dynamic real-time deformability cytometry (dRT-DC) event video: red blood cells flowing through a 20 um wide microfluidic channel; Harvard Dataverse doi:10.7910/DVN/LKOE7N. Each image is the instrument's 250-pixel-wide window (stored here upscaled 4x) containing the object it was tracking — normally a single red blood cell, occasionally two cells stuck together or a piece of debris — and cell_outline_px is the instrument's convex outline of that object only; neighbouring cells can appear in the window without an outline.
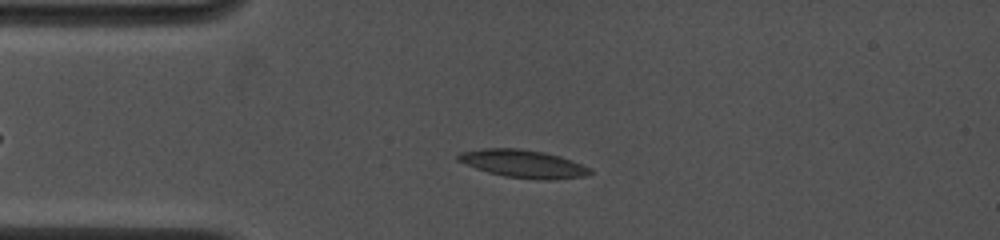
{"species": "common noctule bat (a hibernating species)", "species_latin": "Nyctalus noctula", "temperature_condition": "cold", "stored_images_in_passage": 9, "camera_frame_rate_fps": 4500, "um_per_image_px": 0.085, "animal": {"sex": "female", "body_mass_g": 19.0, "forearm_length_mm": 53.3}, "frame": {"image": 1, "passage_image": 8, "time_ms": 3.111, "image_size_px": [1000, 240], "cell_outline_px": [[592, 172], [588, 176], [548, 180], [540, 180], [504, 176], [488, 172], [476, 168], [456, 160], [456, 156], [460, 152], [480, 148], [520, 148], [544, 152], [560, 156], [572, 160], [592, 168]], "centroid_in_image_um": [44.49, 13.91], "position_along_channel_um": 40.5, "area_um2": 21.62}}